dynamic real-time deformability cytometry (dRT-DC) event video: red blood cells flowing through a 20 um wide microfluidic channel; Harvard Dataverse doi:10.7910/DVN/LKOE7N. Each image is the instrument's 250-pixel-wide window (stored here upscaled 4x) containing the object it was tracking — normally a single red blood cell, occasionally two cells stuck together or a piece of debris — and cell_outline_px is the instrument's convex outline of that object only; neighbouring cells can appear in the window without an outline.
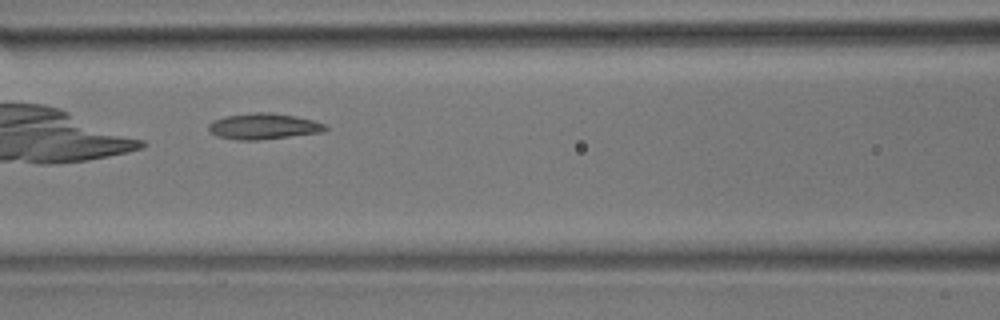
{"species": "common noctule bat (a hibernating species)", "species_latin": "Nyctalus noctula", "temperature_condition": "room temperature", "stored_images_in_passage": 33, "camera_frame_rate_fps": 3000, "um_per_image_px": 0.085, "animal": {"sex": "male", "body_mass_g": 17.9}, "frame": {"image": 1, "passage_image": 6, "time_ms": 1.667, "image_size_px": [1000, 320], "cell_outline_px": [[328, 128], [324, 132], [260, 140], [236, 140], [216, 136], [208, 128], [208, 124], [212, 120], [224, 116], [256, 112], [272, 112], [296, 116], [328, 124]], "centroid_in_image_um": [22.42, 10.73], "position_along_channel_um": 144.2, "area_um2": 17.92}}
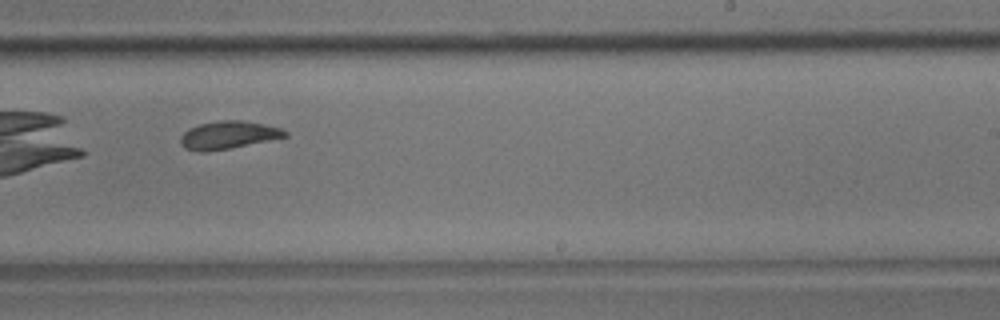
{"frame": {"image": 2, "passage_image": 15, "time_ms": 4.667, "image_size_px": [1000, 320], "cell_outline_px": [[288, 136], [228, 148], [204, 152], [200, 152], [184, 148], [180, 144], [180, 136], [188, 128], [200, 124], [224, 120], [240, 120], [264, 124], [280, 128], [288, 132]], "centroid_in_image_um": [19.36, 11.47], "position_along_channel_um": 269.6, "area_um2": 16.7}}